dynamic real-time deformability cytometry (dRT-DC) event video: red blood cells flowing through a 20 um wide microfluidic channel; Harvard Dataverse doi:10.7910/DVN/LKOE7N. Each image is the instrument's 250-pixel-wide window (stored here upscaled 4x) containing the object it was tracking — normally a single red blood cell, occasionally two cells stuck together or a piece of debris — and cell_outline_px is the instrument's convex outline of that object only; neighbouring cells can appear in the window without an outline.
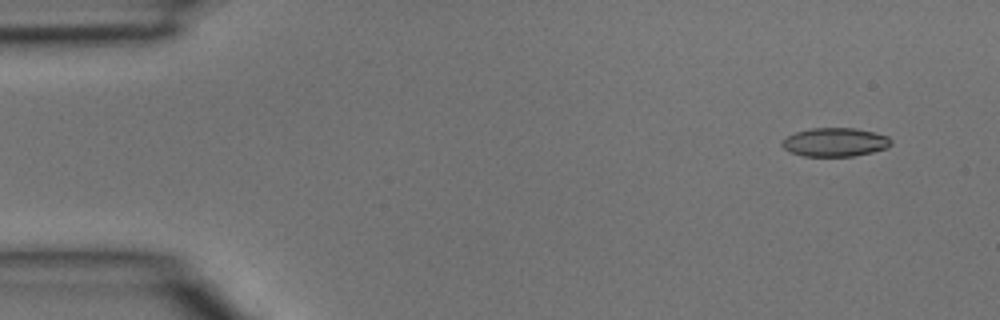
{"species": "common noctule bat (a hibernating species)", "species_latin": "Nyctalus noctula", "temperature_condition": "room temperature", "stored_images_in_passage": 4, "camera_frame_rate_fps": 3000, "um_per_image_px": 0.085, "animal": {"sex": "male", "body_mass_g": 15.6}, "frame": {"image": 1, "passage_image": 1, "time_ms": 0.0, "image_size_px": [1000, 320], "cell_outline_px": [[892, 144], [888, 148], [872, 152], [852, 156], [804, 156], [792, 152], [784, 148], [780, 144], [788, 136], [796, 132], [812, 128], [856, 128], [888, 136], [892, 140]], "centroid_in_image_um": [71.01, 12.08], "position_along_channel_um": 14.0, "area_um2": 18.09}}